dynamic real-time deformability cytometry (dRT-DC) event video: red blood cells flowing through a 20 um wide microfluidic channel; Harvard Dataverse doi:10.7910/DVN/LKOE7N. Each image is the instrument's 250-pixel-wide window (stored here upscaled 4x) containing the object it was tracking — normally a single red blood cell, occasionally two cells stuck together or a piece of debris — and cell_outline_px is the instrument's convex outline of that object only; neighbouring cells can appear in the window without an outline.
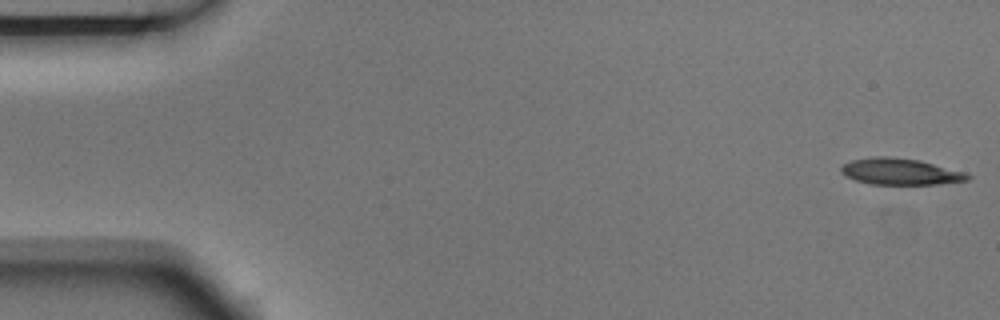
{"species": "Egyptian fruit bat (a non-hibernating species)", "species_latin": "Rousettus aegyptiacus", "temperature_condition": "room temperature", "stored_images_in_passage": 4, "camera_frame_rate_fps": 3000, "um_per_image_px": 0.085, "animal": {"sex": "male"}, "frame": {"image": 1, "passage_image": 1, "time_ms": 0.0, "image_size_px": [1000, 320], "cell_outline_px": [[972, 176], [968, 180], [936, 184], [872, 184], [856, 180], [840, 172], [840, 168], [844, 164], [852, 160], [872, 156], [888, 156], [920, 160], [964, 172]], "centroid_in_image_um": [76.52, 14.57], "position_along_channel_um": 8.5, "area_um2": 19.31}}
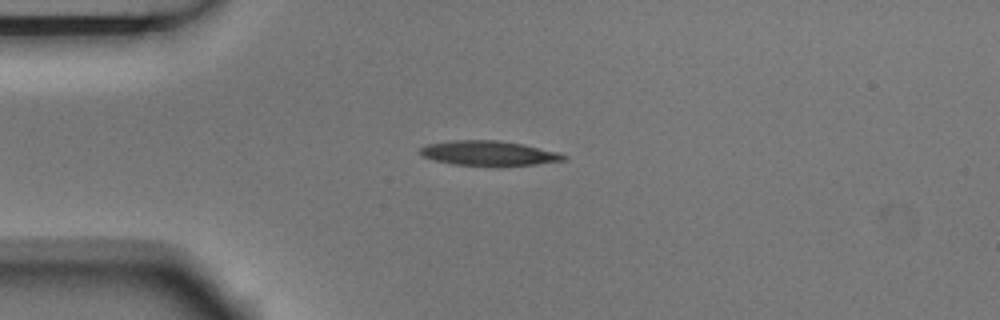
{"frame": {"image": 2, "passage_image": 4, "time_ms": 1.0, "image_size_px": [1000, 320], "cell_outline_px": [[568, 156], [564, 160], [536, 164], [496, 168], [452, 164], [436, 160], [424, 156], [420, 152], [420, 148], [428, 144], [452, 140], [500, 140], [520, 144], [556, 152]], "centroid_in_image_um": [41.54, 13.05], "position_along_channel_um": 43.5, "area_um2": 20.98}}